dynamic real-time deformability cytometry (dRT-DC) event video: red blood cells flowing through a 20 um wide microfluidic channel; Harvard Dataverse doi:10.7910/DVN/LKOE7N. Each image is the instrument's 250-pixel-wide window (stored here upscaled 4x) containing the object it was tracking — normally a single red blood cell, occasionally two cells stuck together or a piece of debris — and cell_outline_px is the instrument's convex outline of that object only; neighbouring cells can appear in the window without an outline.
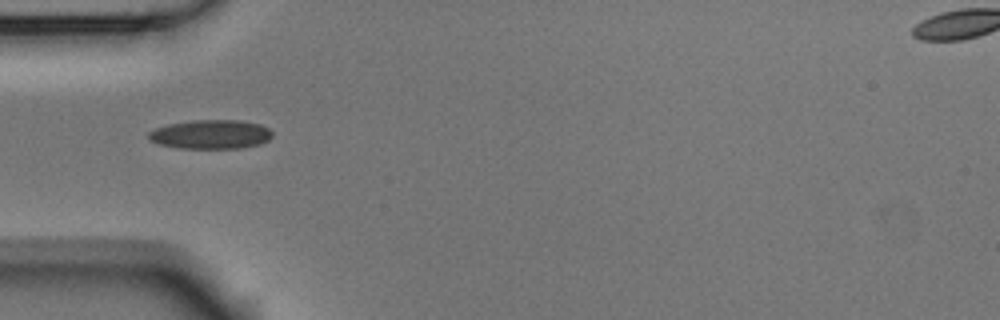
{"species": "Egyptian fruit bat (a non-hibernating species)", "species_latin": "Rousettus aegyptiacus", "temperature_condition": "room temperature", "stored_images_in_passage": 6, "camera_frame_rate_fps": 3000, "um_per_image_px": 0.085, "animal": {"sex": "male"}, "frame": {"image": 1, "passage_image": 4, "time_ms": 1.0, "image_size_px": [1000, 320], "cell_outline_px": [[272, 136], [268, 140], [260, 144], [240, 148], [180, 148], [160, 144], [148, 140], [148, 132], [156, 128], [168, 124], [192, 120], [236, 120], [260, 124], [268, 128], [272, 132]], "centroid_in_image_um": [17.9, 11.42], "position_along_channel_um": 67.1, "area_um2": 20.92}}
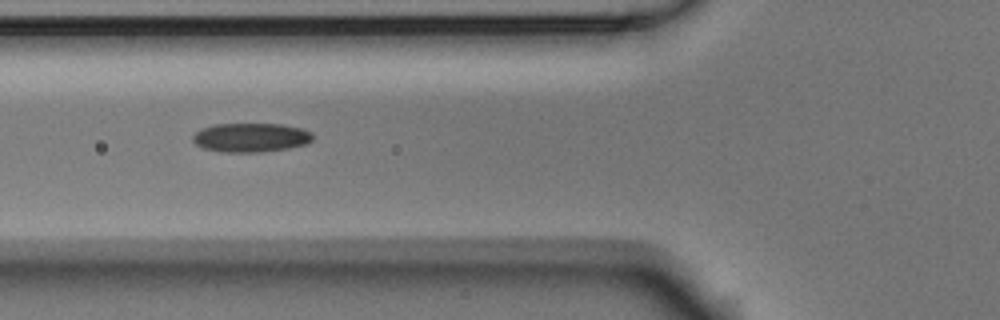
{"frame": {"image": 2, "passage_image": 5, "time_ms": 1.333, "image_size_px": [1000, 320], "cell_outline_px": [[312, 140], [304, 144], [288, 148], [260, 152], [220, 152], [204, 148], [196, 144], [192, 140], [192, 136], [200, 128], [212, 124], [280, 124], [300, 128], [312, 132]], "centroid_in_image_um": [21.27, 11.68], "position_along_channel_um": 104.5, "area_um2": 20.29}}
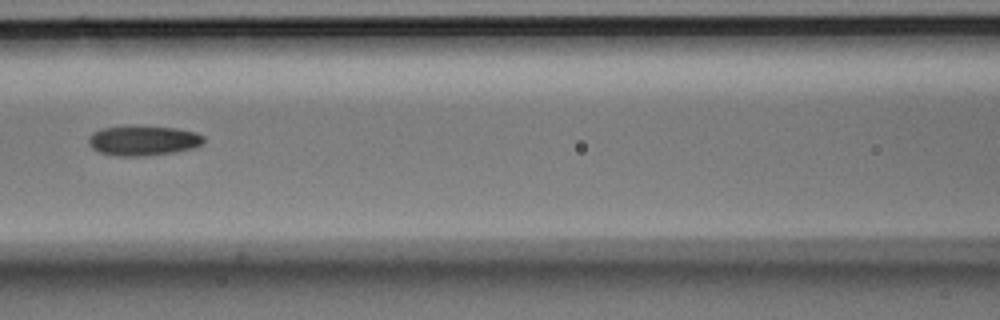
{"frame": {"image": 3, "passage_image": 6, "time_ms": 1.667, "image_size_px": [1000, 320], "cell_outline_px": [[204, 144], [192, 148], [172, 152], [144, 156], [116, 156], [100, 152], [92, 148], [88, 144], [88, 136], [92, 132], [100, 128], [124, 124], [176, 128], [196, 132], [204, 136]], "centroid_in_image_um": [12.12, 11.91], "position_along_channel_um": 154.5, "area_um2": 20.63}}